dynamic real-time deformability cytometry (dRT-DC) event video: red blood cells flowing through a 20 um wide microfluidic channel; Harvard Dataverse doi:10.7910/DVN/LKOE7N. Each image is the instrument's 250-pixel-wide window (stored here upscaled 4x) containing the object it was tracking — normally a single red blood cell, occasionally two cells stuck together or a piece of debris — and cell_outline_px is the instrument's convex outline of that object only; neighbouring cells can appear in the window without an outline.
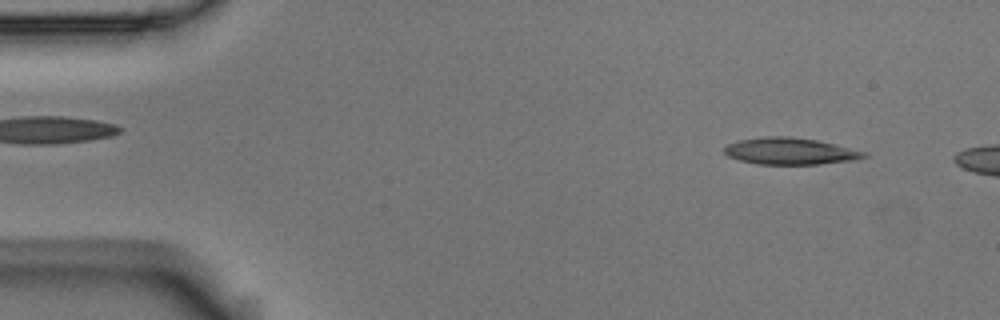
{"species": "Egyptian fruit bat (a non-hibernating species)", "species_latin": "Rousettus aegyptiacus", "temperature_condition": "room temperature", "stored_images_in_passage": 4, "camera_frame_rate_fps": 3000, "um_per_image_px": 0.085, "animal": {"sex": "male"}, "frame": {"image": 1, "passage_image": 1, "time_ms": 0.0, "image_size_px": [1000, 320], "cell_outline_px": [[868, 156], [856, 160], [820, 164], [756, 164], [740, 160], [728, 156], [724, 152], [724, 148], [728, 144], [740, 140], [768, 136], [788, 136], [816, 140], [864, 152]], "centroid_in_image_um": [67.13, 12.86], "position_along_channel_um": 17.9, "area_um2": 21.44}}